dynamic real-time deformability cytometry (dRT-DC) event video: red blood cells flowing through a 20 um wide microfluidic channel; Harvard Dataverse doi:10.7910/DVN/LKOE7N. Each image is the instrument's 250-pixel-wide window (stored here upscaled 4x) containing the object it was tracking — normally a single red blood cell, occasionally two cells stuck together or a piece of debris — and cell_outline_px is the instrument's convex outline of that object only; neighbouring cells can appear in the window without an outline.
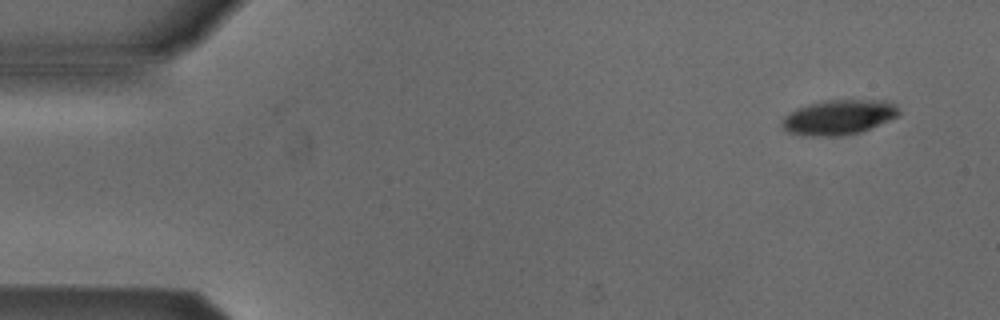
{"species": "Egyptian fruit bat (a non-hibernating species)", "species_latin": "Rousettus aegyptiacus", "temperature_condition": "cold", "stored_images_in_passage": 7, "camera_frame_rate_fps": 3000, "um_per_image_px": 0.085, "animal": {"sex": "male"}, "frame": {"image": 1, "passage_image": 1, "time_ms": 0.0, "image_size_px": [1000, 320], "cell_outline_px": [[900, 116], [860, 132], [840, 136], [812, 136], [788, 132], [780, 124], [784, 116], [788, 112], [796, 108], [808, 104], [824, 100], [884, 100], [900, 108]], "centroid_in_image_um": [71.29, 9.96], "position_along_channel_um": 13.7, "area_um2": 23.87}}
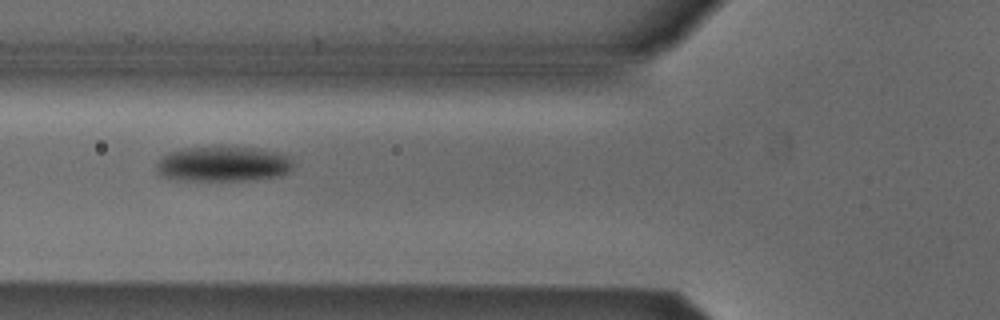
{"frame": {"image": 2, "passage_image": 5, "time_ms": 1.333, "image_size_px": [1000, 320], "cell_outline_px": [[292, 168], [288, 172], [280, 176], [240, 180], [172, 180], [160, 176], [156, 172], [156, 164], [168, 152], [180, 148], [216, 144], [220, 144], [260, 148], [276, 152], [288, 156], [292, 160]], "centroid_in_image_um": [18.91, 13.89], "position_along_channel_um": 106.9, "area_um2": 29.02}}
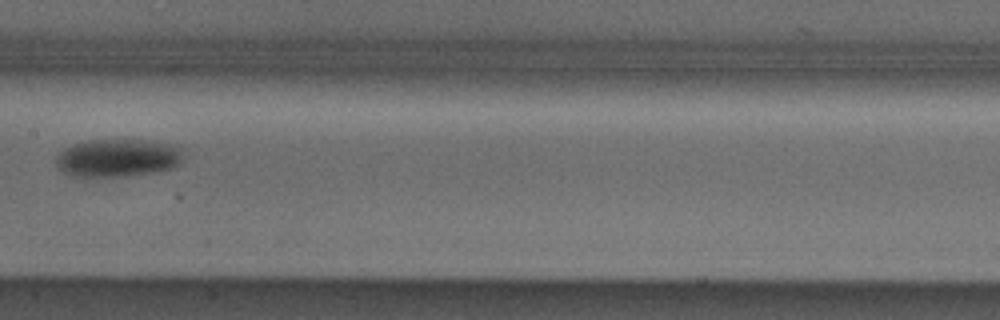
{"frame": {"image": 3, "passage_image": 7, "time_ms": 2.0, "image_size_px": [1000, 320], "cell_outline_px": [[180, 164], [172, 168], [124, 176], [72, 176], [56, 168], [56, 156], [64, 148], [88, 140], [148, 140], [180, 144]], "centroid_in_image_um": [10.0, 13.4], "position_along_channel_um": 197.4, "area_um2": 27.98}}